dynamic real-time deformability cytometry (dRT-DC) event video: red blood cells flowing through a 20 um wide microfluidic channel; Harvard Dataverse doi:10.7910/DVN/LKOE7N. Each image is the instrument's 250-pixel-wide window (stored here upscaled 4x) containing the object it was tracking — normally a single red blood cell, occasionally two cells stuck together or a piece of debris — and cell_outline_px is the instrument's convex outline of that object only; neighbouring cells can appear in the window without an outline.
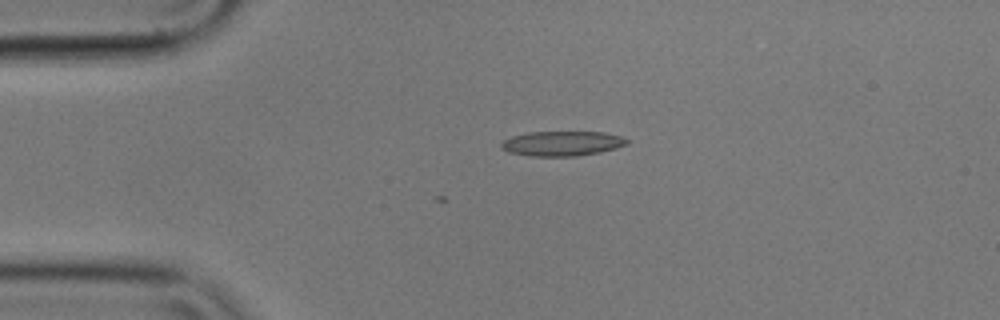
{"species": "common noctule bat (a hibernating species)", "species_latin": "Nyctalus noctula", "temperature_condition": "cold", "stored_images_in_passage": 16, "camera_frame_rate_fps": 3000, "um_per_image_px": 0.085, "animal": {"sex": "male", "body_mass_g": 17.9}, "frame": {"image": 1, "passage_image": 1, "time_ms": 0.0, "image_size_px": [1000, 320], "cell_outline_px": [[628, 144], [616, 148], [600, 152], [576, 156], [528, 156], [508, 152], [500, 148], [500, 144], [504, 140], [512, 136], [528, 132], [604, 132], [624, 136], [628, 140]], "centroid_in_image_um": [47.78, 12.19], "position_along_channel_um": 37.2, "area_um2": 18.32}}
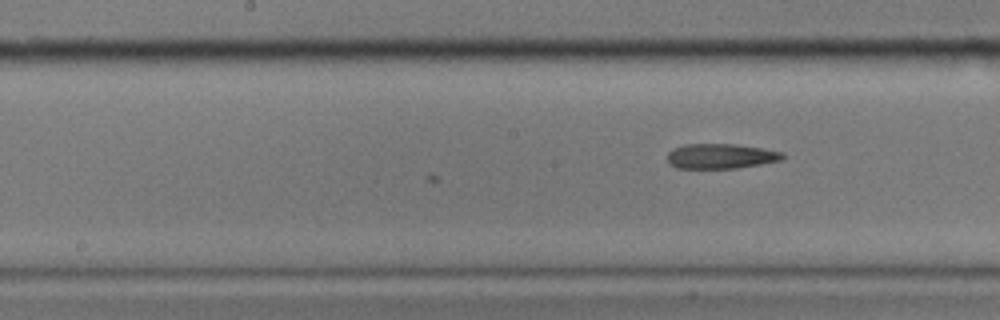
{"frame": {"image": 2, "passage_image": 16, "time_ms": 5.0, "image_size_px": [1000, 320], "cell_outline_px": [[784, 156], [780, 160], [760, 164], [736, 168], [676, 168], [668, 164], [668, 152], [672, 148], [684, 144], [736, 144], [784, 152]], "centroid_in_image_um": [61.21, 13.27], "position_along_channel_um": 187.0, "area_um2": 16.76}}